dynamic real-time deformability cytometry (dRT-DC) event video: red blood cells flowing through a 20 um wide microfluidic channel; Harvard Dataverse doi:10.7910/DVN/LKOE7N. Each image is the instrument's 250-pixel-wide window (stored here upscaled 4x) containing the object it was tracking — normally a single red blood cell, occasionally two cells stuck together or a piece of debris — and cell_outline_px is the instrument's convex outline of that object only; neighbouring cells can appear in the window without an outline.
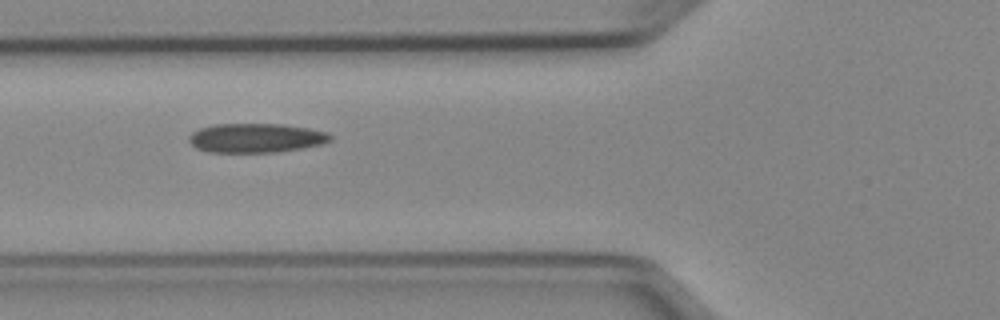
{"species": "Egyptian fruit bat (a non-hibernating species)", "species_latin": "Rousettus aegyptiacus", "temperature_condition": "cold", "stored_images_in_passage": 34, "camera_frame_rate_fps": 3000, "um_per_image_px": 0.085, "animal": {"sex": "female"}, "frame": {"image": 1, "passage_image": 4, "time_ms": 1.0, "image_size_px": [1000, 320], "cell_outline_px": [[332, 140], [324, 144], [276, 152], [208, 152], [196, 148], [188, 140], [188, 136], [192, 132], [200, 128], [212, 124], [284, 124], [308, 128], [328, 132], [332, 136]], "centroid_in_image_um": [21.76, 11.72], "position_along_channel_um": 104.0, "area_um2": 24.22}}
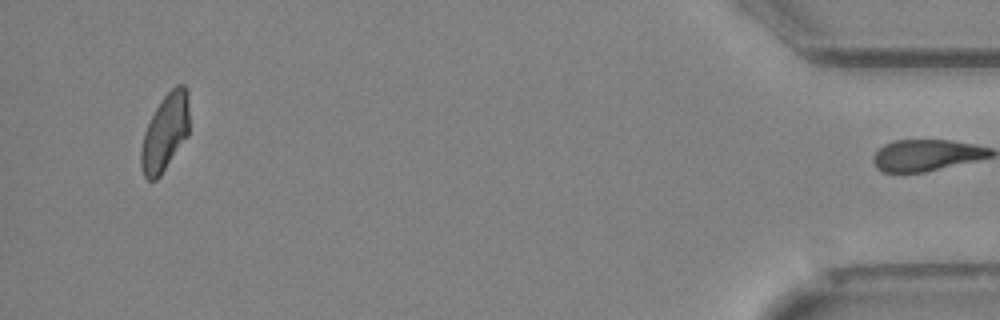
{"frame": {"image": 2, "passage_image": 34, "time_ms": 11.0, "image_size_px": [1000, 320], "cell_outline_px": [[188, 136], [160, 176], [156, 180], [148, 180], [144, 176], [140, 164], [140, 152], [144, 132], [160, 100], [176, 84], [184, 84], [188, 88]], "centroid_in_image_um": [14.04, 11.25], "position_along_channel_um": 421.2, "area_um2": 21.68}, "authors_computed_cell_mechanics": {"area_um2": 22.7732, "velocity_mm_per_s": 3.9391, "shape_relaxation_time_tau1_ms": null, "shape_relaxation_time_tau2_ms": 3.5714, "deformation_change_tau1": null, "deformation_change_tau2": 0.099}}